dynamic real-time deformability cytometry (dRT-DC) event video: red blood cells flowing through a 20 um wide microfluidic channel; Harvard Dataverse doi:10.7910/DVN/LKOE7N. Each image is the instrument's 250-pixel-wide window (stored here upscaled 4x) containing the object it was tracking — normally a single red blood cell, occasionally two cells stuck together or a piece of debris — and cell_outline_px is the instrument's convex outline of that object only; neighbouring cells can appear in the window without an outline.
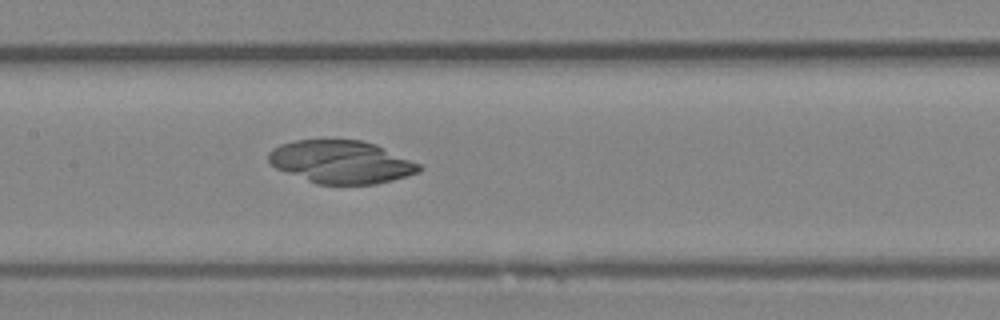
{"species": "Egyptian fruit bat (a non-hibernating species)", "species_latin": "Rousettus aegyptiacus", "temperature_condition": "room temperature", "stored_images_in_passage": 47, "camera_frame_rate_fps": 3000, "um_per_image_px": 0.085, "animal": {"sex": "female"}, "frame": {"image": 1, "passage_image": 23, "time_ms": 7.333, "image_size_px": [1000, 320], "cell_outline_px": [[424, 168], [420, 172], [392, 180], [376, 184], [316, 184], [276, 168], [268, 160], [268, 152], [272, 148], [280, 144], [296, 140], [360, 140], [376, 144], [420, 164]], "centroid_in_image_um": [29.0, 13.76], "position_along_channel_um": 178.4, "area_um2": 37.57}}
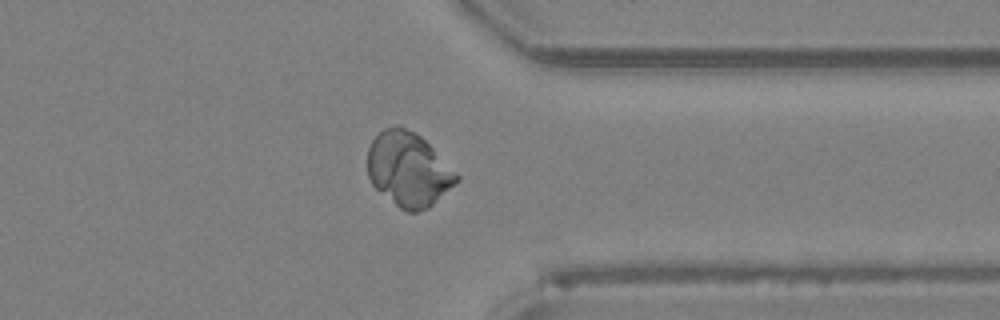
{"frame": {"image": 2, "passage_image": 37, "time_ms": 12.0, "image_size_px": [1000, 320], "cell_outline_px": [[460, 180], [428, 208], [416, 212], [408, 212], [400, 208], [376, 188], [372, 184], [368, 176], [368, 148], [372, 140], [384, 128], [396, 124], [400, 124], [420, 136], [460, 176]], "centroid_in_image_um": [34.71, 14.39], "position_along_channel_um": 376.7, "area_um2": 38.21}}
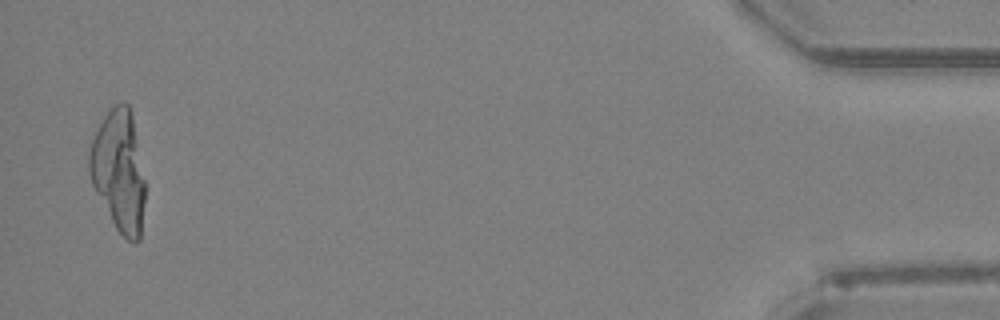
{"frame": {"image": 3, "passage_image": 46, "time_ms": 15.0, "image_size_px": [1000, 320], "cell_outline_px": [[144, 200], [140, 240], [136, 244], [132, 244], [116, 228], [96, 192], [92, 184], [88, 172], [88, 152], [92, 140], [104, 116], [120, 100], [124, 100], [128, 104], [132, 112], [144, 180]], "centroid_in_image_um": [10.09, 14.51], "position_along_channel_um": 425.1, "area_um2": 39.19}}